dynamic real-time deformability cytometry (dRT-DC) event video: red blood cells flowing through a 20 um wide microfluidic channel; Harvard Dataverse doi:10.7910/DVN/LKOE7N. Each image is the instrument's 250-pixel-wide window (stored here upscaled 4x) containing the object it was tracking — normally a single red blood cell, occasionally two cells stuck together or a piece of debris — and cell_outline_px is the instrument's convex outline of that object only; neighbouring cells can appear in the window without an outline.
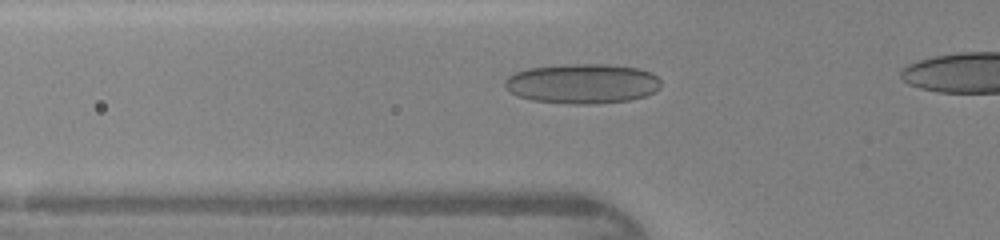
{"species": "human", "species_latin": "Homo sapiens", "temperature_condition": "warm", "stored_images_in_passage": 35, "camera_frame_rate_fps": 3000, "um_per_image_px": 0.085, "donor": {"sex": "female"}, "frame": {"image": 1, "passage_image": 12, "time_ms": 3.667, "image_size_px": [1000, 240], "cell_outline_px": [[660, 88], [644, 96], [628, 100], [592, 104], [572, 104], [532, 100], [520, 96], [512, 92], [504, 84], [504, 80], [508, 76], [516, 72], [528, 68], [564, 64], [608, 64], [640, 68], [652, 72], [660, 80]], "centroid_in_image_um": [49.52, 7.09], "position_along_channel_um": 76.3, "area_um2": 36.18}}
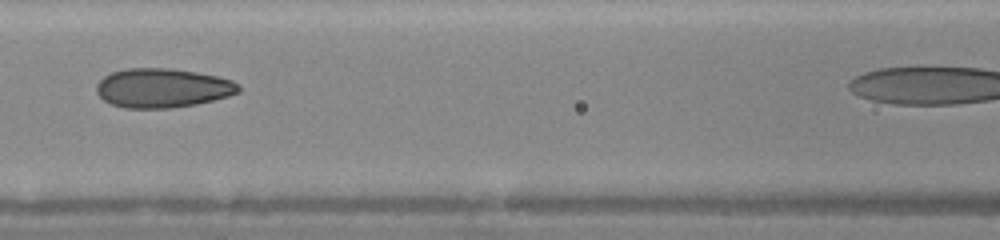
{"frame": {"image": 2, "passage_image": 17, "time_ms": 5.333, "image_size_px": [1000, 240], "cell_outline_px": [[240, 92], [228, 96], [196, 104], [168, 108], [124, 108], [112, 104], [104, 100], [96, 92], [96, 84], [104, 76], [112, 72], [124, 68], [172, 68], [196, 72], [216, 76], [232, 80], [240, 84]], "centroid_in_image_um": [13.81, 7.47], "position_along_channel_um": 152.8, "area_um2": 32.54}}
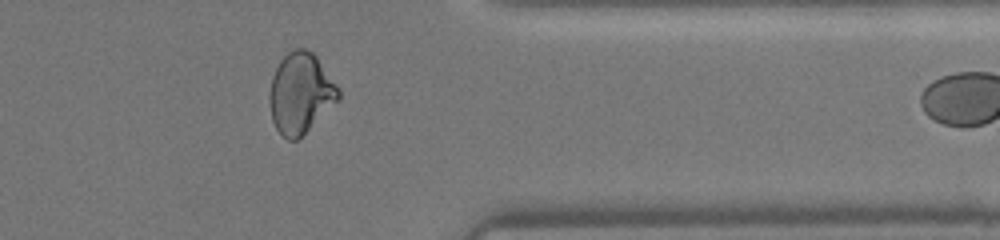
{"frame": {"image": 3, "passage_image": 33, "time_ms": 10.667, "image_size_px": [1000, 240], "cell_outline_px": [[340, 96], [296, 140], [288, 140], [276, 128], [272, 120], [268, 100], [268, 92], [272, 76], [280, 60], [288, 52], [296, 48], [304, 48], [312, 52], [316, 56], [340, 92]], "centroid_in_image_um": [25.47, 7.89], "position_along_channel_um": 385.9, "area_um2": 31.44}}